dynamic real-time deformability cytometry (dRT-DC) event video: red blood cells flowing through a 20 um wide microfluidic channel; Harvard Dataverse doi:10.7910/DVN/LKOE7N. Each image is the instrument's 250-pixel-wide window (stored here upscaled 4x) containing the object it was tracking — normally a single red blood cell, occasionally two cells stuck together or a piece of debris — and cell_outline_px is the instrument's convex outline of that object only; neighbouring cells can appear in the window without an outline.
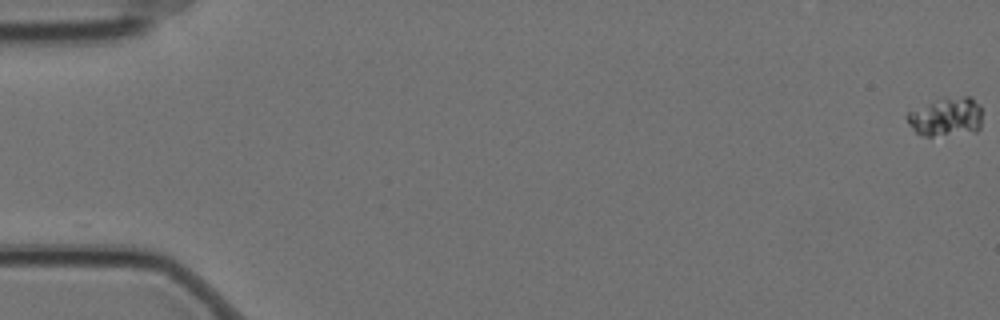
{"species": "Egyptian fruit bat (a non-hibernating species)", "species_latin": "Rousettus aegyptiacus", "temperature_condition": "cold", "stored_images_in_passage": 6, "camera_frame_rate_fps": 3000, "um_per_image_px": 0.085, "animal": {"sex": "female"}, "frame": {"image": 1, "passage_image": 1, "time_ms": 0.0, "image_size_px": [1000, 320], "cell_outline_px": [[980, 128], [976, 132], [932, 136], [920, 136], [908, 124], [904, 116], [908, 112], [944, 96], [972, 96], [980, 104]], "centroid_in_image_um": [80.41, 9.92], "position_along_channel_um": 4.6, "area_um2": 17.34}}
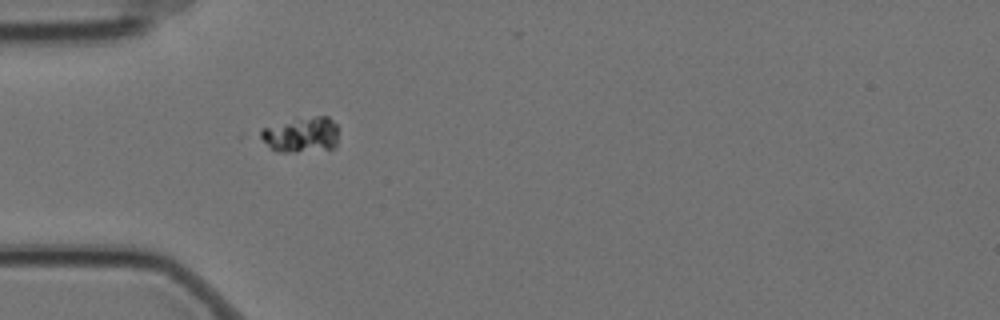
{"frame": {"image": 2, "passage_image": 6, "time_ms": 1.667, "image_size_px": [1000, 320], "cell_outline_px": [[336, 148], [296, 152], [276, 152], [256, 136], [252, 132], [260, 128], [316, 116], [328, 116], [336, 124]], "centroid_in_image_um": [25.51, 11.48], "position_along_channel_um": 59.5, "area_um2": 16.13}}